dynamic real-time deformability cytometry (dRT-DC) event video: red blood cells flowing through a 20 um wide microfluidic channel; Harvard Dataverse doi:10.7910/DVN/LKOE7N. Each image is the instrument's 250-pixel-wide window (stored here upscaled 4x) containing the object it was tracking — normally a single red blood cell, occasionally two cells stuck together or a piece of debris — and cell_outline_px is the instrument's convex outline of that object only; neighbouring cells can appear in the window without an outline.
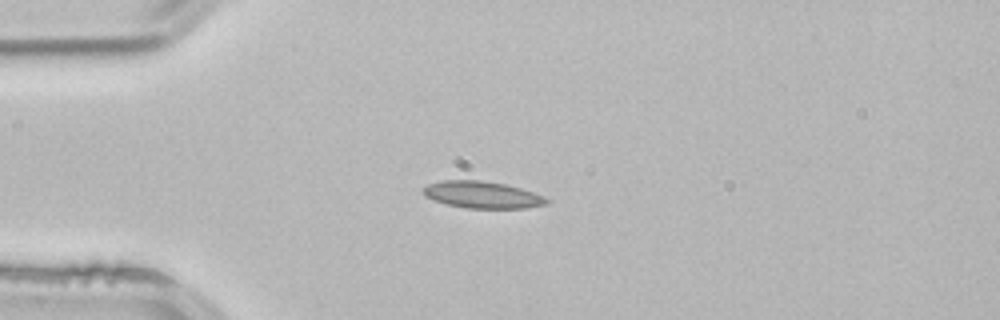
{"species": "common noctule bat (a hibernating species)", "species_latin": "Nyctalus noctula", "temperature_condition": "room temperature", "stored_images_in_passage": 3, "camera_frame_rate_fps": 3000, "um_per_image_px": 0.085, "animal": {"sex": "male", "body_mass_g": 21.5, "forearm_length_mm": 52.0}, "frame": {"image": 1, "passage_image": 2, "time_ms": 0.333, "image_size_px": [1000, 320], "cell_outline_px": [[552, 200], [548, 204], [528, 208], [468, 208], [448, 204], [424, 196], [424, 188], [428, 184], [444, 180], [480, 180], [504, 184], [520, 188], [544, 196]], "centroid_in_image_um": [41.06, 16.56], "position_along_channel_um": 43.9, "area_um2": 19.19}}
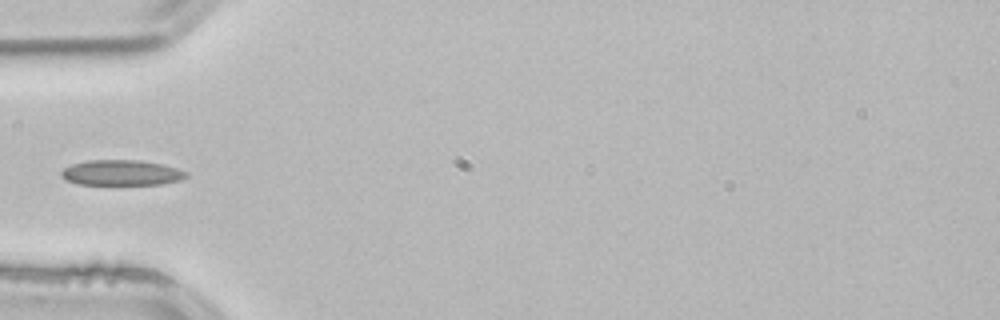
{"frame": {"image": 2, "passage_image": 3, "time_ms": 0.667, "image_size_px": [1000, 320], "cell_outline_px": [[188, 176], [180, 180], [160, 184], [76, 184], [64, 180], [60, 176], [60, 172], [64, 168], [72, 164], [88, 160], [140, 160], [164, 164], [188, 172]], "centroid_in_image_um": [10.3, 14.68], "position_along_channel_um": 74.7, "area_um2": 18.61}}